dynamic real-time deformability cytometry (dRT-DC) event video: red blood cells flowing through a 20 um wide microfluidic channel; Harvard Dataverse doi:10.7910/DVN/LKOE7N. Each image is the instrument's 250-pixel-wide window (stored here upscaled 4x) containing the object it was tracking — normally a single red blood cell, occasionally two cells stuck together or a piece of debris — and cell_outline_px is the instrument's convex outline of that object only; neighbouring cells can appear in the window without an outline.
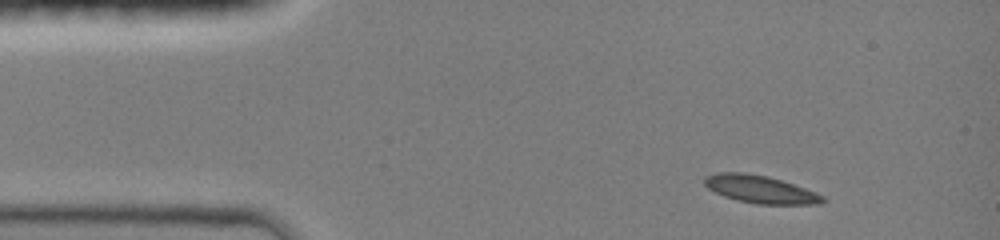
{"species": "common noctule bat (a hibernating species)", "species_latin": "Nyctalus noctula", "temperature_condition": "room temperature", "stored_images_in_passage": 27, "camera_frame_rate_fps": 3000, "um_per_image_px": 0.085, "animal": {"sex": "female", "body_mass_g": 19.0, "forearm_length_mm": 51.5}, "frame": {"image": 1, "passage_image": 1, "time_ms": 0.0, "image_size_px": [1000, 240], "cell_outline_px": [[828, 200], [820, 204], [756, 204], [736, 200], [724, 196], [708, 188], [704, 184], [704, 176], [716, 172], [744, 172], [768, 176], [816, 192], [824, 196]], "centroid_in_image_um": [64.62, 16.09], "position_along_channel_um": 20.4, "area_um2": 19.13}}
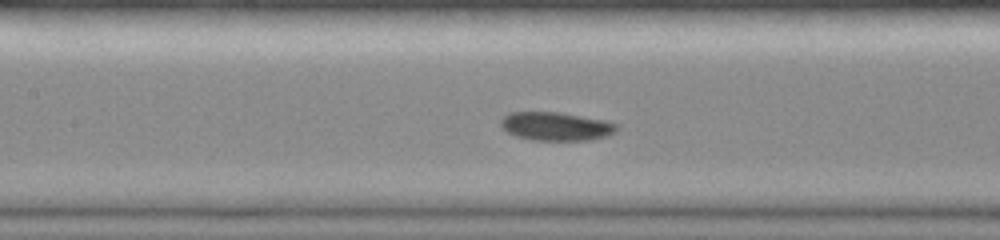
{"frame": {"image": 2, "passage_image": 16, "time_ms": 5.0, "image_size_px": [1000, 240], "cell_outline_px": [[616, 128], [612, 132], [604, 136], [588, 140], [532, 140], [516, 136], [508, 132], [500, 124], [500, 120], [508, 112], [560, 112], [600, 120], [616, 124]], "centroid_in_image_um": [47.16, 10.73], "position_along_channel_um": 160.2, "area_um2": 18.79}}
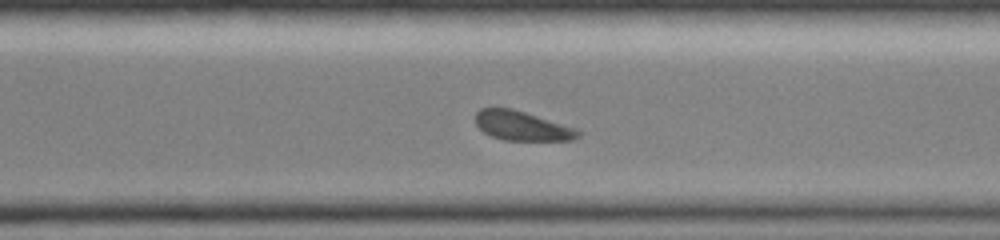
{"frame": {"image": 3, "passage_image": 27, "time_ms": 9.0, "image_size_px": [1000, 240], "cell_outline_px": [[580, 136], [572, 140], [504, 140], [492, 136], [484, 132], [476, 124], [476, 112], [480, 108], [512, 108], [576, 128], [580, 132]], "centroid_in_image_um": [44.37, 10.69], "position_along_channel_um": 326.2, "area_um2": 17.4}}